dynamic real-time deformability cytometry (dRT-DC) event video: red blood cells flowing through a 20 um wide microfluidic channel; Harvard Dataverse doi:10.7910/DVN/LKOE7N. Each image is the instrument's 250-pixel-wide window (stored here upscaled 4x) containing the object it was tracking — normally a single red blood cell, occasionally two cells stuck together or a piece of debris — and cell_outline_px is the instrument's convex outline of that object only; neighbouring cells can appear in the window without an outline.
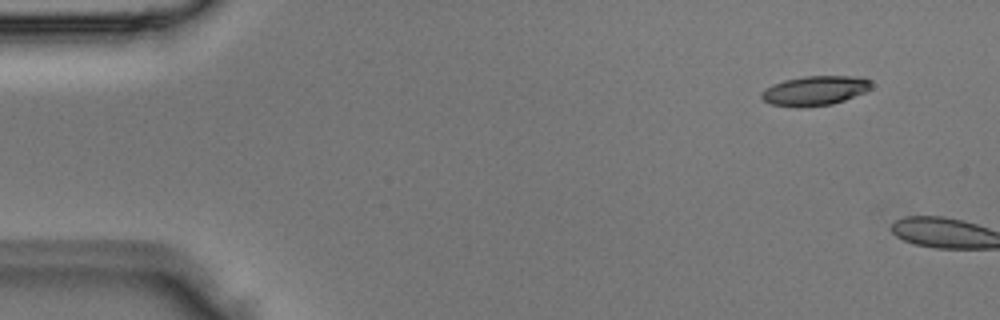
{"species": "Egyptian fruit bat (a non-hibernating species)", "species_latin": "Rousettus aegyptiacus", "temperature_condition": "room temperature", "stored_images_in_passage": 2, "camera_frame_rate_fps": 3000, "um_per_image_px": 0.085, "animal": {"sex": "male"}, "frame": {"image": 1, "passage_image": 1, "time_ms": 0.0, "image_size_px": [1000, 320], "cell_outline_px": [[872, 88], [864, 92], [844, 100], [832, 104], [796, 108], [772, 104], [764, 100], [760, 96], [760, 92], [764, 88], [772, 84], [784, 80], [804, 76], [864, 76], [872, 80]], "centroid_in_image_um": [69.27, 7.69], "position_along_channel_um": 15.7, "area_um2": 19.19}}